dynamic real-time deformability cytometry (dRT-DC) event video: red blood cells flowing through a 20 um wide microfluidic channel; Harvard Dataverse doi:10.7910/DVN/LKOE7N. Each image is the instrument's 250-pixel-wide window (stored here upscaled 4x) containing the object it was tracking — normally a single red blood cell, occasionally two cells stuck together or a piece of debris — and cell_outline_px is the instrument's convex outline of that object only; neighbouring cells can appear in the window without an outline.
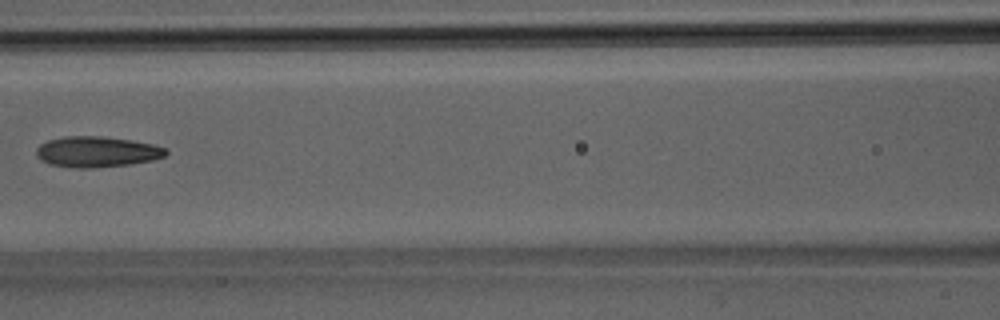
{"species": "Egyptian fruit bat (a non-hibernating species)", "species_latin": "Rousettus aegyptiacus", "temperature_condition": "room temperature", "stored_images_in_passage": 33, "camera_frame_rate_fps": 3000, "um_per_image_px": 0.085, "animal": {"sex": "male"}, "frame": {"image": 1, "passage_image": 15, "time_ms": 4.667, "image_size_px": [1000, 320], "cell_outline_px": [[168, 152], [164, 156], [152, 160], [128, 164], [92, 168], [76, 168], [48, 164], [40, 160], [36, 156], [36, 148], [40, 144], [48, 140], [64, 136], [100, 136], [128, 140], [152, 144], [168, 148]], "centroid_in_image_um": [8.19, 12.9], "position_along_channel_um": 158.4, "area_um2": 23.18}}